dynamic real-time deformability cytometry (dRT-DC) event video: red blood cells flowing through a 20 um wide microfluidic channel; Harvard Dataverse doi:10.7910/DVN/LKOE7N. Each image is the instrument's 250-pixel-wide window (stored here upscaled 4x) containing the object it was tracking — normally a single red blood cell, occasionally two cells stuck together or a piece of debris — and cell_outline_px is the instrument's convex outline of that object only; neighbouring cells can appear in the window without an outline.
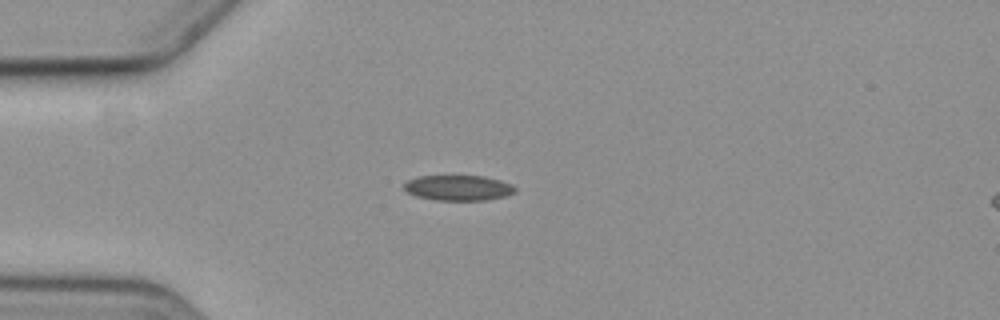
{"species": "common noctule bat (a hibernating species)", "species_latin": "Nyctalus noctula", "temperature_condition": "cold", "stored_images_in_passage": 4, "camera_frame_rate_fps": 3000, "um_per_image_px": 0.085, "animal": {"sex": "female", "body_mass_g": 19.3, "forearm_length_mm": 54.1}, "frame": {"image": 1, "passage_image": 1, "time_ms": 0.0, "image_size_px": [1000, 320], "cell_outline_px": [[516, 188], [512, 192], [504, 196], [484, 200], [436, 200], [416, 196], [408, 192], [404, 188], [404, 184], [408, 180], [416, 176], [484, 176], [500, 180], [512, 184]], "centroid_in_image_um": [38.93, 15.96], "position_along_channel_um": 46.1, "area_um2": 16.24}}
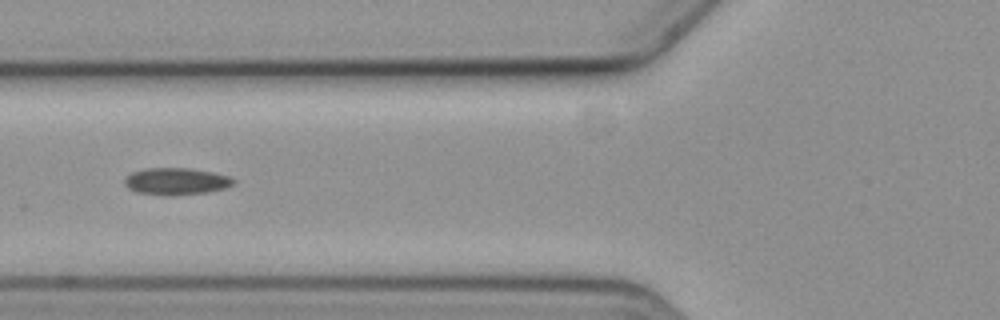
{"frame": {"image": 2, "passage_image": 3, "time_ms": 2.333, "image_size_px": [1000, 320], "cell_outline_px": [[236, 184], [224, 188], [208, 192], [172, 196], [168, 196], [136, 192], [128, 188], [124, 184], [124, 176], [132, 172], [144, 168], [188, 168], [212, 172], [228, 176], [236, 180]], "centroid_in_image_um": [14.95, 15.42], "position_along_channel_um": 110.8, "area_um2": 17.34}}
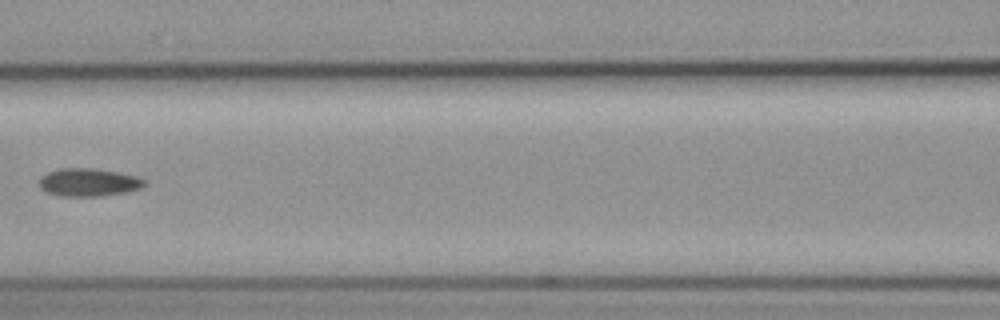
{"frame": {"image": 3, "passage_image": 4, "time_ms": 3.667, "image_size_px": [1000, 320], "cell_outline_px": [[148, 184], [140, 188], [128, 192], [100, 196], [60, 196], [48, 192], [40, 188], [40, 180], [48, 172], [60, 168], [96, 168], [120, 172], [140, 176], [148, 180]], "centroid_in_image_um": [7.64, 15.49], "position_along_channel_um": 159.0, "area_um2": 17.4}}